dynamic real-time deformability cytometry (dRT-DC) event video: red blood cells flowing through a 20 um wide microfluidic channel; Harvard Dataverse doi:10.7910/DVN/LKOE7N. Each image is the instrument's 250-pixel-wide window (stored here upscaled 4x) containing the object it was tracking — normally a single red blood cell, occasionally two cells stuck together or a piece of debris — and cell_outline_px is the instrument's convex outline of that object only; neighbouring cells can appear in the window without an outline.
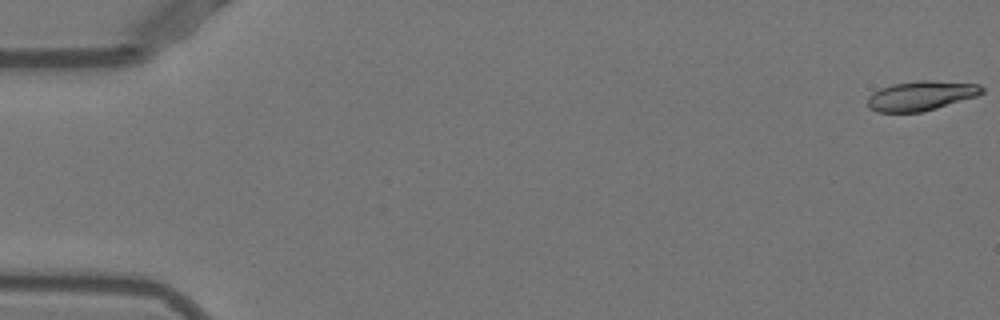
{"species": "Egyptian fruit bat (a non-hibernating species)", "species_latin": "Rousettus aegyptiacus", "temperature_condition": "warm", "stored_images_in_passage": 52, "camera_frame_rate_fps": 3000, "um_per_image_px": 0.085, "animal": {"sex": "female"}, "frame": {"image": 1, "passage_image": 1, "time_ms": 0.0, "image_size_px": [1000, 320], "cell_outline_px": [[984, 92], [976, 96], [936, 108], [920, 112], [876, 112], [868, 108], [868, 96], [872, 92], [880, 88], [892, 84], [916, 80], [932, 80], [980, 84], [984, 88]], "centroid_in_image_um": [78.27, 8.12], "position_along_channel_um": 6.7, "area_um2": 19.83}}
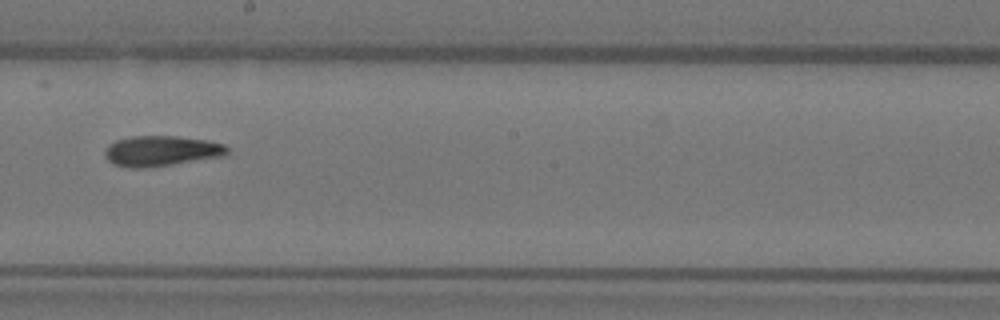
{"frame": {"image": 2, "passage_image": 30, "time_ms": 9.667, "image_size_px": [1000, 320], "cell_outline_px": [[228, 152], [224, 156], [172, 164], [144, 168], [132, 168], [112, 164], [104, 156], [104, 152], [108, 144], [116, 140], [132, 136], [176, 136], [208, 140], [224, 144], [228, 148]], "centroid_in_image_um": [13.69, 12.83], "position_along_channel_um": 234.5, "area_um2": 21.73}}
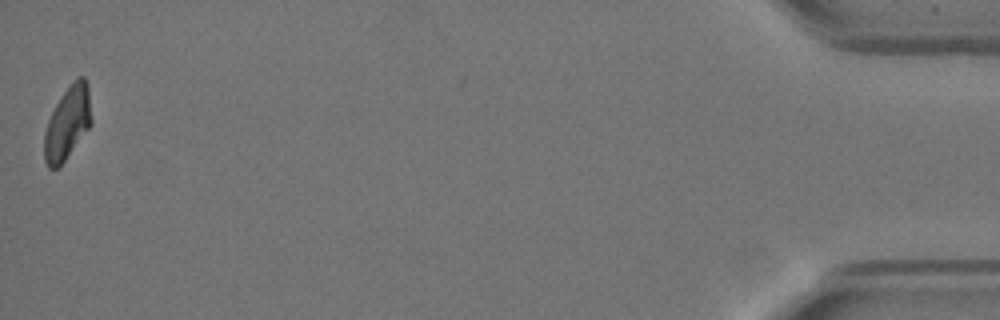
{"frame": {"image": 3, "passage_image": 52, "time_ms": 17.0, "image_size_px": [1000, 320], "cell_outline_px": [[92, 124], [64, 160], [56, 168], [48, 168], [44, 160], [44, 132], [48, 120], [60, 96], [72, 80], [76, 76], [84, 76], [88, 84], [92, 120]], "centroid_in_image_um": [5.74, 10.39], "position_along_channel_um": 429.5, "area_um2": 20.11}, "authors_computed_cell_mechanics": {"area_um2": 21.1548, "velocity_mm_per_s": 3.9397, "shape_relaxation_time_tau1_ms": 8.8667, "shape_relaxation_time_tau2_ms": 4.7703, "deformation_change_tau1": 0.2511, "deformation_change_tau2": 0.122}}